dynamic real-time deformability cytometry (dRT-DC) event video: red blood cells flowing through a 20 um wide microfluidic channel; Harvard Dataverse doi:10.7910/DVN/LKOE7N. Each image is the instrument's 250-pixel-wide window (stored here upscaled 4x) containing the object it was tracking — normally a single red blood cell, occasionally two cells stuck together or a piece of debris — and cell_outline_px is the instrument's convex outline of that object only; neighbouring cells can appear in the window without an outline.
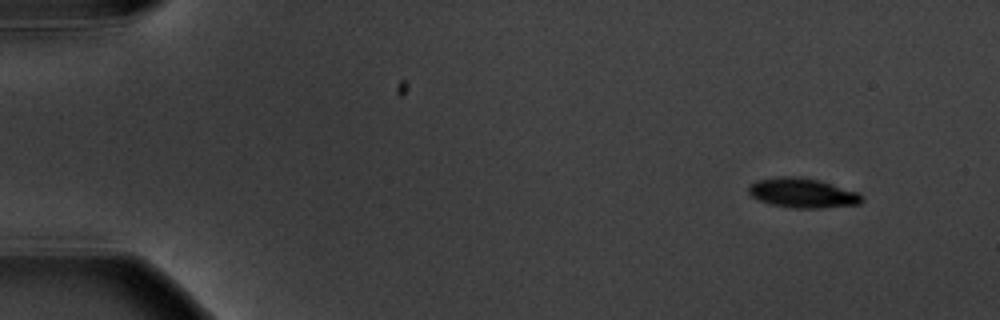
{"species": "common noctule bat (a hibernating species)", "species_latin": "Nyctalus noctula", "temperature_condition": "warm", "stored_images_in_passage": 6, "camera_frame_rate_fps": 3000, "um_per_image_px": 0.085, "animal": {"sex": "male", "body_mass_g": 20.1, "forearm_length_mm": 53.5}, "frame": {"image": 1, "passage_image": 1, "time_ms": 0.0, "image_size_px": [1000, 320], "cell_outline_px": [[864, 200], [860, 204], [820, 208], [796, 208], [772, 204], [760, 200], [752, 196], [748, 192], [748, 188], [756, 180], [780, 176], [800, 176], [820, 180], [860, 192], [864, 196]], "centroid_in_image_um": [68.28, 16.39], "position_along_channel_um": 16.7, "area_um2": 19.71}}
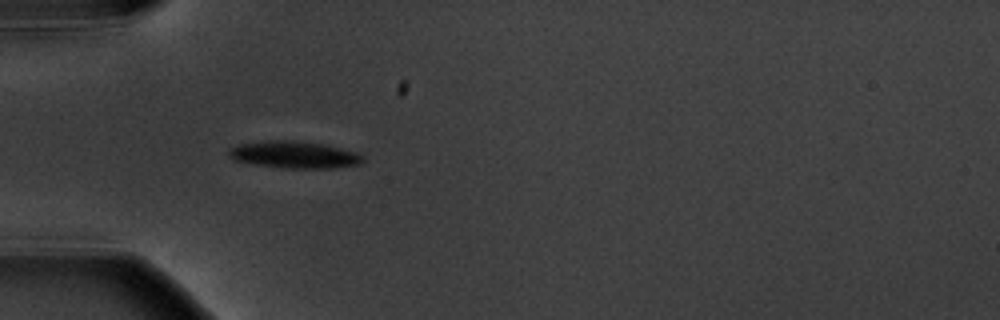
{"frame": {"image": 2, "passage_image": 4, "time_ms": 4.333, "image_size_px": [1000, 320], "cell_outline_px": [[364, 160], [360, 164], [332, 168], [284, 168], [252, 164], [236, 160], [228, 156], [228, 148], [236, 144], [272, 140], [292, 140], [324, 144], [356, 152], [364, 156]], "centroid_in_image_um": [24.99, 13.15], "position_along_channel_um": 60.0, "area_um2": 21.21}}
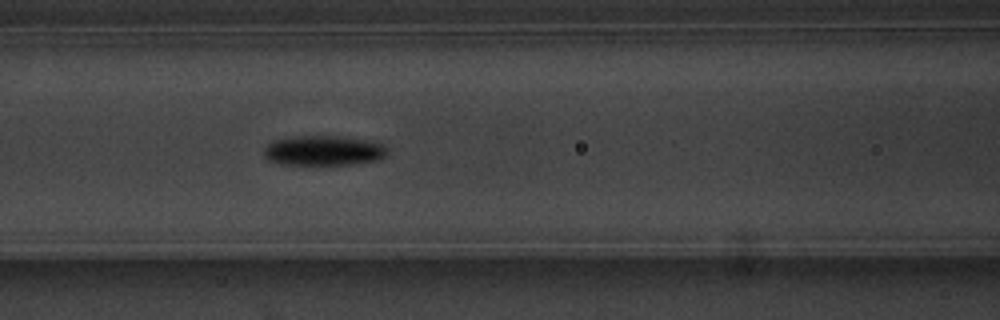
{"frame": {"image": 3, "passage_image": 6, "time_ms": 6.667, "image_size_px": [1000, 320], "cell_outline_px": [[388, 152], [380, 160], [352, 164], [312, 168], [280, 164], [268, 160], [264, 156], [264, 148], [268, 144], [276, 140], [300, 136], [336, 136], [372, 140], [384, 144], [388, 148]], "centroid_in_image_um": [27.53, 12.85], "position_along_channel_um": 139.1, "area_um2": 22.6}}